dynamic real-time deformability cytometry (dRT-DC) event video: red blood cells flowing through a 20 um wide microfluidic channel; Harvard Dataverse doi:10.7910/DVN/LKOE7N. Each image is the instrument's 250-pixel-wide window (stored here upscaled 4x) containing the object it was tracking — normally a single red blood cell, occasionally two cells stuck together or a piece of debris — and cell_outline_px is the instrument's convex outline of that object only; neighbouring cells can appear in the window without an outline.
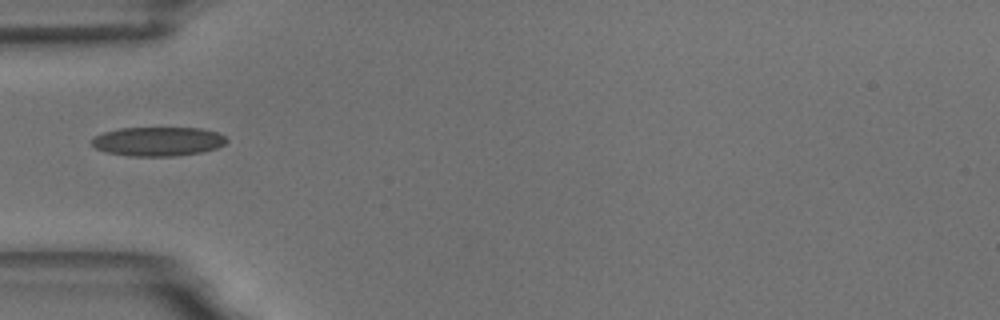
{"species": "common noctule bat (a hibernating species)", "species_latin": "Nyctalus noctula", "temperature_condition": "room temperature", "stored_images_in_passage": 40, "camera_frame_rate_fps": 3000, "um_per_image_px": 0.085, "animal": {"sex": "male", "body_mass_g": 18.8}, "frame": {"image": 1, "passage_image": 1, "time_ms": 0.0, "image_size_px": [1000, 320], "cell_outline_px": [[228, 140], [224, 144], [216, 148], [200, 152], [172, 156], [128, 156], [108, 152], [96, 148], [92, 144], [92, 136], [104, 132], [120, 128], [200, 128], [216, 132], [224, 136]], "centroid_in_image_um": [13.4, 12.02], "position_along_channel_um": 71.6, "area_um2": 22.72}}